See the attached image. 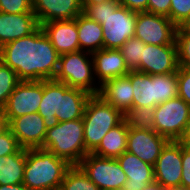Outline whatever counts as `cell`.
<instances>
[{
    "label": "cell",
    "instance_id": "29",
    "mask_svg": "<svg viewBox=\"0 0 190 190\" xmlns=\"http://www.w3.org/2000/svg\"><path fill=\"white\" fill-rule=\"evenodd\" d=\"M124 119L126 120L128 127L153 130L154 108L147 106L132 108L125 114Z\"/></svg>",
    "mask_w": 190,
    "mask_h": 190
},
{
    "label": "cell",
    "instance_id": "33",
    "mask_svg": "<svg viewBox=\"0 0 190 190\" xmlns=\"http://www.w3.org/2000/svg\"><path fill=\"white\" fill-rule=\"evenodd\" d=\"M0 12L15 14L33 12L32 0H0Z\"/></svg>",
    "mask_w": 190,
    "mask_h": 190
},
{
    "label": "cell",
    "instance_id": "43",
    "mask_svg": "<svg viewBox=\"0 0 190 190\" xmlns=\"http://www.w3.org/2000/svg\"><path fill=\"white\" fill-rule=\"evenodd\" d=\"M184 141L190 144V124Z\"/></svg>",
    "mask_w": 190,
    "mask_h": 190
},
{
    "label": "cell",
    "instance_id": "5",
    "mask_svg": "<svg viewBox=\"0 0 190 190\" xmlns=\"http://www.w3.org/2000/svg\"><path fill=\"white\" fill-rule=\"evenodd\" d=\"M133 86L132 108H155L178 96L177 72L150 75L137 70L130 71Z\"/></svg>",
    "mask_w": 190,
    "mask_h": 190
},
{
    "label": "cell",
    "instance_id": "16",
    "mask_svg": "<svg viewBox=\"0 0 190 190\" xmlns=\"http://www.w3.org/2000/svg\"><path fill=\"white\" fill-rule=\"evenodd\" d=\"M39 25L51 21L73 20L83 13L81 0H32Z\"/></svg>",
    "mask_w": 190,
    "mask_h": 190
},
{
    "label": "cell",
    "instance_id": "18",
    "mask_svg": "<svg viewBox=\"0 0 190 190\" xmlns=\"http://www.w3.org/2000/svg\"><path fill=\"white\" fill-rule=\"evenodd\" d=\"M39 26L34 12H0V48L6 43L30 35Z\"/></svg>",
    "mask_w": 190,
    "mask_h": 190
},
{
    "label": "cell",
    "instance_id": "28",
    "mask_svg": "<svg viewBox=\"0 0 190 190\" xmlns=\"http://www.w3.org/2000/svg\"><path fill=\"white\" fill-rule=\"evenodd\" d=\"M145 45L146 44L140 39L132 37L119 48L130 71H140V61L142 60Z\"/></svg>",
    "mask_w": 190,
    "mask_h": 190
},
{
    "label": "cell",
    "instance_id": "38",
    "mask_svg": "<svg viewBox=\"0 0 190 190\" xmlns=\"http://www.w3.org/2000/svg\"><path fill=\"white\" fill-rule=\"evenodd\" d=\"M118 2L135 13L146 12L148 0H118Z\"/></svg>",
    "mask_w": 190,
    "mask_h": 190
},
{
    "label": "cell",
    "instance_id": "26",
    "mask_svg": "<svg viewBox=\"0 0 190 190\" xmlns=\"http://www.w3.org/2000/svg\"><path fill=\"white\" fill-rule=\"evenodd\" d=\"M38 113L43 117L46 129L59 123L58 120V81L43 80V97L39 104Z\"/></svg>",
    "mask_w": 190,
    "mask_h": 190
},
{
    "label": "cell",
    "instance_id": "20",
    "mask_svg": "<svg viewBox=\"0 0 190 190\" xmlns=\"http://www.w3.org/2000/svg\"><path fill=\"white\" fill-rule=\"evenodd\" d=\"M116 159L127 177L123 186L124 190H143L155 181L153 166L145 163L136 155L125 151Z\"/></svg>",
    "mask_w": 190,
    "mask_h": 190
},
{
    "label": "cell",
    "instance_id": "10",
    "mask_svg": "<svg viewBox=\"0 0 190 190\" xmlns=\"http://www.w3.org/2000/svg\"><path fill=\"white\" fill-rule=\"evenodd\" d=\"M177 26L163 15L136 13L135 38L145 44L167 45L176 41Z\"/></svg>",
    "mask_w": 190,
    "mask_h": 190
},
{
    "label": "cell",
    "instance_id": "13",
    "mask_svg": "<svg viewBox=\"0 0 190 190\" xmlns=\"http://www.w3.org/2000/svg\"><path fill=\"white\" fill-rule=\"evenodd\" d=\"M169 141L168 138L159 135L155 130L129 127L126 151L154 166Z\"/></svg>",
    "mask_w": 190,
    "mask_h": 190
},
{
    "label": "cell",
    "instance_id": "2",
    "mask_svg": "<svg viewBox=\"0 0 190 190\" xmlns=\"http://www.w3.org/2000/svg\"><path fill=\"white\" fill-rule=\"evenodd\" d=\"M83 14L102 25L104 49H119L135 35L136 13L118 0L87 5Z\"/></svg>",
    "mask_w": 190,
    "mask_h": 190
},
{
    "label": "cell",
    "instance_id": "9",
    "mask_svg": "<svg viewBox=\"0 0 190 190\" xmlns=\"http://www.w3.org/2000/svg\"><path fill=\"white\" fill-rule=\"evenodd\" d=\"M78 166L101 190L122 189L127 181L116 158H103L88 153Z\"/></svg>",
    "mask_w": 190,
    "mask_h": 190
},
{
    "label": "cell",
    "instance_id": "27",
    "mask_svg": "<svg viewBox=\"0 0 190 190\" xmlns=\"http://www.w3.org/2000/svg\"><path fill=\"white\" fill-rule=\"evenodd\" d=\"M59 190H101L78 165H72L66 172Z\"/></svg>",
    "mask_w": 190,
    "mask_h": 190
},
{
    "label": "cell",
    "instance_id": "35",
    "mask_svg": "<svg viewBox=\"0 0 190 190\" xmlns=\"http://www.w3.org/2000/svg\"><path fill=\"white\" fill-rule=\"evenodd\" d=\"M181 189H190V144L185 141H182Z\"/></svg>",
    "mask_w": 190,
    "mask_h": 190
},
{
    "label": "cell",
    "instance_id": "36",
    "mask_svg": "<svg viewBox=\"0 0 190 190\" xmlns=\"http://www.w3.org/2000/svg\"><path fill=\"white\" fill-rule=\"evenodd\" d=\"M19 148L20 146L17 143L16 137L12 134L9 128L0 135V157L13 154Z\"/></svg>",
    "mask_w": 190,
    "mask_h": 190
},
{
    "label": "cell",
    "instance_id": "22",
    "mask_svg": "<svg viewBox=\"0 0 190 190\" xmlns=\"http://www.w3.org/2000/svg\"><path fill=\"white\" fill-rule=\"evenodd\" d=\"M99 95L124 115L132 109L133 86L130 72L125 76L110 79L101 85Z\"/></svg>",
    "mask_w": 190,
    "mask_h": 190
},
{
    "label": "cell",
    "instance_id": "24",
    "mask_svg": "<svg viewBox=\"0 0 190 190\" xmlns=\"http://www.w3.org/2000/svg\"><path fill=\"white\" fill-rule=\"evenodd\" d=\"M80 50L94 53L103 49L102 25L81 13L76 17Z\"/></svg>",
    "mask_w": 190,
    "mask_h": 190
},
{
    "label": "cell",
    "instance_id": "19",
    "mask_svg": "<svg viewBox=\"0 0 190 190\" xmlns=\"http://www.w3.org/2000/svg\"><path fill=\"white\" fill-rule=\"evenodd\" d=\"M94 74L101 86L106 81L127 75L130 70L119 49H101L92 53Z\"/></svg>",
    "mask_w": 190,
    "mask_h": 190
},
{
    "label": "cell",
    "instance_id": "3",
    "mask_svg": "<svg viewBox=\"0 0 190 190\" xmlns=\"http://www.w3.org/2000/svg\"><path fill=\"white\" fill-rule=\"evenodd\" d=\"M71 166L66 160L45 149H26L22 183L30 190H59Z\"/></svg>",
    "mask_w": 190,
    "mask_h": 190
},
{
    "label": "cell",
    "instance_id": "41",
    "mask_svg": "<svg viewBox=\"0 0 190 190\" xmlns=\"http://www.w3.org/2000/svg\"><path fill=\"white\" fill-rule=\"evenodd\" d=\"M110 1H113V0H81V5H82V8L84 9L87 5L106 3Z\"/></svg>",
    "mask_w": 190,
    "mask_h": 190
},
{
    "label": "cell",
    "instance_id": "21",
    "mask_svg": "<svg viewBox=\"0 0 190 190\" xmlns=\"http://www.w3.org/2000/svg\"><path fill=\"white\" fill-rule=\"evenodd\" d=\"M84 90L69 87L58 81V120L59 122L83 118L88 99Z\"/></svg>",
    "mask_w": 190,
    "mask_h": 190
},
{
    "label": "cell",
    "instance_id": "4",
    "mask_svg": "<svg viewBox=\"0 0 190 190\" xmlns=\"http://www.w3.org/2000/svg\"><path fill=\"white\" fill-rule=\"evenodd\" d=\"M43 149L66 160L70 165H78L88 154L84 143L83 119L59 122L47 129Z\"/></svg>",
    "mask_w": 190,
    "mask_h": 190
},
{
    "label": "cell",
    "instance_id": "30",
    "mask_svg": "<svg viewBox=\"0 0 190 190\" xmlns=\"http://www.w3.org/2000/svg\"><path fill=\"white\" fill-rule=\"evenodd\" d=\"M20 83L16 72L9 66L0 62V109H3L8 101L10 94Z\"/></svg>",
    "mask_w": 190,
    "mask_h": 190
},
{
    "label": "cell",
    "instance_id": "40",
    "mask_svg": "<svg viewBox=\"0 0 190 190\" xmlns=\"http://www.w3.org/2000/svg\"><path fill=\"white\" fill-rule=\"evenodd\" d=\"M0 190H30V189L22 183L16 185H0Z\"/></svg>",
    "mask_w": 190,
    "mask_h": 190
},
{
    "label": "cell",
    "instance_id": "17",
    "mask_svg": "<svg viewBox=\"0 0 190 190\" xmlns=\"http://www.w3.org/2000/svg\"><path fill=\"white\" fill-rule=\"evenodd\" d=\"M41 27L59 55L80 50L76 18L46 22Z\"/></svg>",
    "mask_w": 190,
    "mask_h": 190
},
{
    "label": "cell",
    "instance_id": "34",
    "mask_svg": "<svg viewBox=\"0 0 190 190\" xmlns=\"http://www.w3.org/2000/svg\"><path fill=\"white\" fill-rule=\"evenodd\" d=\"M178 96L190 105V69L180 67L177 71Z\"/></svg>",
    "mask_w": 190,
    "mask_h": 190
},
{
    "label": "cell",
    "instance_id": "12",
    "mask_svg": "<svg viewBox=\"0 0 190 190\" xmlns=\"http://www.w3.org/2000/svg\"><path fill=\"white\" fill-rule=\"evenodd\" d=\"M43 97V81H20L3 108L8 123L16 117L38 112Z\"/></svg>",
    "mask_w": 190,
    "mask_h": 190
},
{
    "label": "cell",
    "instance_id": "14",
    "mask_svg": "<svg viewBox=\"0 0 190 190\" xmlns=\"http://www.w3.org/2000/svg\"><path fill=\"white\" fill-rule=\"evenodd\" d=\"M179 68L176 41L167 45L146 44L143 48L140 72L158 75L177 72Z\"/></svg>",
    "mask_w": 190,
    "mask_h": 190
},
{
    "label": "cell",
    "instance_id": "44",
    "mask_svg": "<svg viewBox=\"0 0 190 190\" xmlns=\"http://www.w3.org/2000/svg\"><path fill=\"white\" fill-rule=\"evenodd\" d=\"M184 27H186V28H189L190 29V19H189V21L184 25Z\"/></svg>",
    "mask_w": 190,
    "mask_h": 190
},
{
    "label": "cell",
    "instance_id": "1",
    "mask_svg": "<svg viewBox=\"0 0 190 190\" xmlns=\"http://www.w3.org/2000/svg\"><path fill=\"white\" fill-rule=\"evenodd\" d=\"M1 61L13 69L20 81L54 79L59 54L39 26L33 33L0 48Z\"/></svg>",
    "mask_w": 190,
    "mask_h": 190
},
{
    "label": "cell",
    "instance_id": "32",
    "mask_svg": "<svg viewBox=\"0 0 190 190\" xmlns=\"http://www.w3.org/2000/svg\"><path fill=\"white\" fill-rule=\"evenodd\" d=\"M190 19V0H171L170 20L177 26H184Z\"/></svg>",
    "mask_w": 190,
    "mask_h": 190
},
{
    "label": "cell",
    "instance_id": "42",
    "mask_svg": "<svg viewBox=\"0 0 190 190\" xmlns=\"http://www.w3.org/2000/svg\"><path fill=\"white\" fill-rule=\"evenodd\" d=\"M143 190H172V188H163L155 181L148 184Z\"/></svg>",
    "mask_w": 190,
    "mask_h": 190
},
{
    "label": "cell",
    "instance_id": "15",
    "mask_svg": "<svg viewBox=\"0 0 190 190\" xmlns=\"http://www.w3.org/2000/svg\"><path fill=\"white\" fill-rule=\"evenodd\" d=\"M8 127L21 148L43 149L47 129L43 117L38 112L14 118L8 123Z\"/></svg>",
    "mask_w": 190,
    "mask_h": 190
},
{
    "label": "cell",
    "instance_id": "8",
    "mask_svg": "<svg viewBox=\"0 0 190 190\" xmlns=\"http://www.w3.org/2000/svg\"><path fill=\"white\" fill-rule=\"evenodd\" d=\"M190 124V105L179 96L154 108V127L159 135L172 141H184Z\"/></svg>",
    "mask_w": 190,
    "mask_h": 190
},
{
    "label": "cell",
    "instance_id": "6",
    "mask_svg": "<svg viewBox=\"0 0 190 190\" xmlns=\"http://www.w3.org/2000/svg\"><path fill=\"white\" fill-rule=\"evenodd\" d=\"M124 116L120 110L107 103L100 95H91L82 118L86 152L92 153L106 133L124 120Z\"/></svg>",
    "mask_w": 190,
    "mask_h": 190
},
{
    "label": "cell",
    "instance_id": "11",
    "mask_svg": "<svg viewBox=\"0 0 190 190\" xmlns=\"http://www.w3.org/2000/svg\"><path fill=\"white\" fill-rule=\"evenodd\" d=\"M154 179L163 188L181 189L182 141L170 140L155 162Z\"/></svg>",
    "mask_w": 190,
    "mask_h": 190
},
{
    "label": "cell",
    "instance_id": "31",
    "mask_svg": "<svg viewBox=\"0 0 190 190\" xmlns=\"http://www.w3.org/2000/svg\"><path fill=\"white\" fill-rule=\"evenodd\" d=\"M176 43L178 63L180 67L190 69V29L184 26L177 27Z\"/></svg>",
    "mask_w": 190,
    "mask_h": 190
},
{
    "label": "cell",
    "instance_id": "25",
    "mask_svg": "<svg viewBox=\"0 0 190 190\" xmlns=\"http://www.w3.org/2000/svg\"><path fill=\"white\" fill-rule=\"evenodd\" d=\"M26 164V149L0 157V185L22 184Z\"/></svg>",
    "mask_w": 190,
    "mask_h": 190
},
{
    "label": "cell",
    "instance_id": "23",
    "mask_svg": "<svg viewBox=\"0 0 190 190\" xmlns=\"http://www.w3.org/2000/svg\"><path fill=\"white\" fill-rule=\"evenodd\" d=\"M128 124L124 119L109 130L92 154L103 158H117L127 150Z\"/></svg>",
    "mask_w": 190,
    "mask_h": 190
},
{
    "label": "cell",
    "instance_id": "37",
    "mask_svg": "<svg viewBox=\"0 0 190 190\" xmlns=\"http://www.w3.org/2000/svg\"><path fill=\"white\" fill-rule=\"evenodd\" d=\"M171 0H148L146 12L167 16L170 19Z\"/></svg>",
    "mask_w": 190,
    "mask_h": 190
},
{
    "label": "cell",
    "instance_id": "39",
    "mask_svg": "<svg viewBox=\"0 0 190 190\" xmlns=\"http://www.w3.org/2000/svg\"><path fill=\"white\" fill-rule=\"evenodd\" d=\"M8 120L6 119L3 109H0V135L8 129Z\"/></svg>",
    "mask_w": 190,
    "mask_h": 190
},
{
    "label": "cell",
    "instance_id": "7",
    "mask_svg": "<svg viewBox=\"0 0 190 190\" xmlns=\"http://www.w3.org/2000/svg\"><path fill=\"white\" fill-rule=\"evenodd\" d=\"M54 79L90 95H99L101 88L95 78L92 54L81 50L59 56Z\"/></svg>",
    "mask_w": 190,
    "mask_h": 190
}]
</instances>
